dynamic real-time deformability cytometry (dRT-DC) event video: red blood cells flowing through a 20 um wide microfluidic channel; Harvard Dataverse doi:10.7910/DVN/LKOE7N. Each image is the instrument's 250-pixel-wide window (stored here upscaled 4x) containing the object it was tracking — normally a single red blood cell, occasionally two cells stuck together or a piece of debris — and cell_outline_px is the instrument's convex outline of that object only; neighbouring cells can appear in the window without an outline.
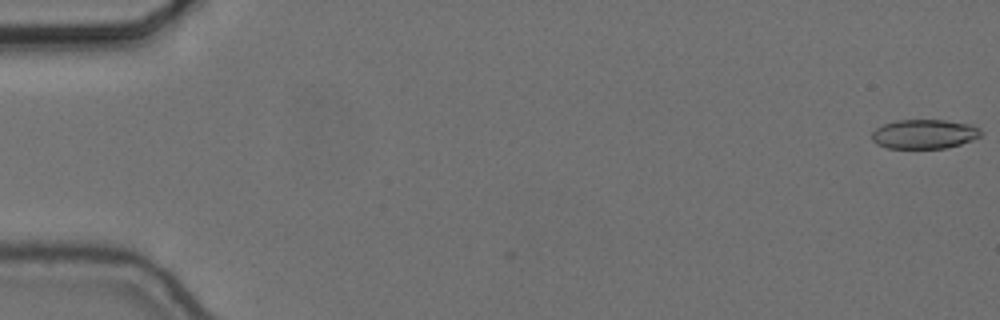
{"species": "common noctule bat (a hibernating species)", "species_latin": "Nyctalus noctula", "temperature_condition": "cold", "stored_images_in_passage": 11, "camera_frame_rate_fps": 3000, "um_per_image_px": 0.085, "animal": {"sex": "female", "body_mass_g": 24.6, "forearm_length_mm": 56.2}, "frame": {"image": 1, "passage_image": 1, "time_ms": 0.0, "image_size_px": [1000, 320], "cell_outline_px": [[980, 136], [972, 140], [960, 144], [944, 148], [888, 148], [876, 144], [872, 140], [872, 132], [876, 128], [884, 124], [896, 120], [944, 120], [972, 124], [980, 128]], "centroid_in_image_um": [78.55, 11.39], "position_along_channel_um": 6.4, "area_um2": 18.61}}